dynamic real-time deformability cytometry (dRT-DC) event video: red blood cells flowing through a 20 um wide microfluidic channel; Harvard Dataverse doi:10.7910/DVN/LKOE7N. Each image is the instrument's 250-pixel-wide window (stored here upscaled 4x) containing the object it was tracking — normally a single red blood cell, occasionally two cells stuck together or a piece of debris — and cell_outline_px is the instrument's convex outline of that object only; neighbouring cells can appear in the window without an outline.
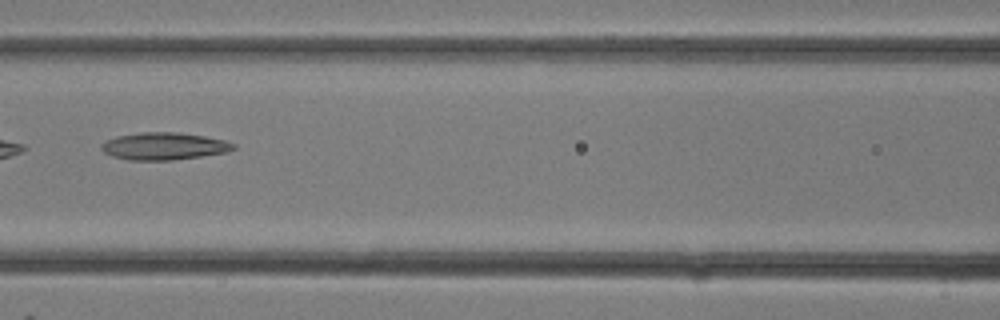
{"species": "common noctule bat (a hibernating species)", "species_latin": "Nyctalus noctula", "temperature_condition": "room temperature", "stored_images_in_passage": 27, "camera_frame_rate_fps": 3000, "um_per_image_px": 0.085, "animal": {"sex": "female"}, "frame": {"image": 1, "passage_image": 12, "time_ms": 3.667, "image_size_px": [1000, 320], "cell_outline_px": [[236, 148], [228, 152], [172, 160], [128, 160], [112, 156], [104, 152], [100, 148], [100, 144], [104, 140], [116, 136], [140, 132], [176, 132], [204, 136], [224, 140], [236, 144]], "centroid_in_image_um": [13.91, 12.42], "position_along_channel_um": 152.7, "area_um2": 21.15}}